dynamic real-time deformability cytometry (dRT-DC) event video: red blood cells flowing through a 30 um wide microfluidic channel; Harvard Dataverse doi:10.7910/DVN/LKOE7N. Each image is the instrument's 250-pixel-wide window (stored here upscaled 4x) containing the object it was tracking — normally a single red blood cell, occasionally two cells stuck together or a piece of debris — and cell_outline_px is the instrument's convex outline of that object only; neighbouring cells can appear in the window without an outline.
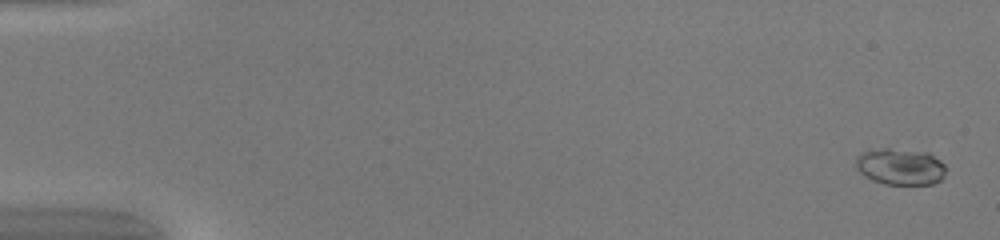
{"species": "common noctule bat (a hibernating species)", "species_latin": "Nyctalus noctula", "temperature_condition": "warm", "stored_images_in_passage": 51, "camera_frame_rate_fps": 3000, "um_per_image_px": 0.085, "animal": {"sex": "female", "body_mass_g": 20.0, "forearm_length_mm": 54.0}, "frame": {"image": 1, "passage_image": 2, "time_ms": 0.333, "image_size_px": [1000, 240], "cell_outline_px": [[944, 176], [940, 180], [932, 184], [884, 184], [872, 180], [864, 176], [856, 168], [856, 156], [860, 152], [884, 148], [888, 148], [928, 152], [940, 160], [944, 164]], "centroid_in_image_um": [76.5, 14.16], "position_along_channel_um": 8.5, "area_um2": 19.19}}
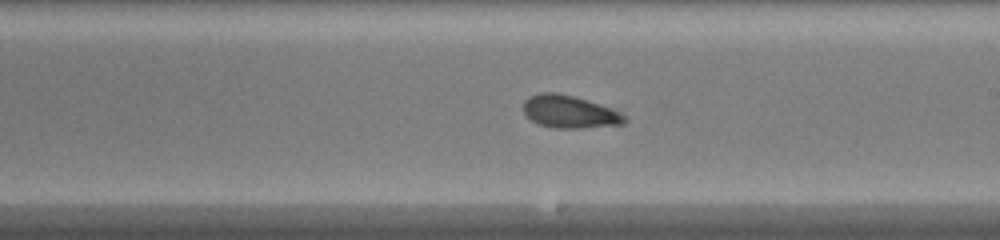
{"frame": {"image": 2, "passage_image": 31, "time_ms": 10.0, "image_size_px": [1000, 240], "cell_outline_px": [[628, 120], [624, 124], [580, 128], [556, 128], [540, 124], [532, 120], [524, 112], [524, 100], [528, 96], [540, 92], [556, 92], [572, 96], [612, 108], [628, 116]], "centroid_in_image_um": [48.44, 9.5], "position_along_channel_um": 240.6, "area_um2": 19.19}}
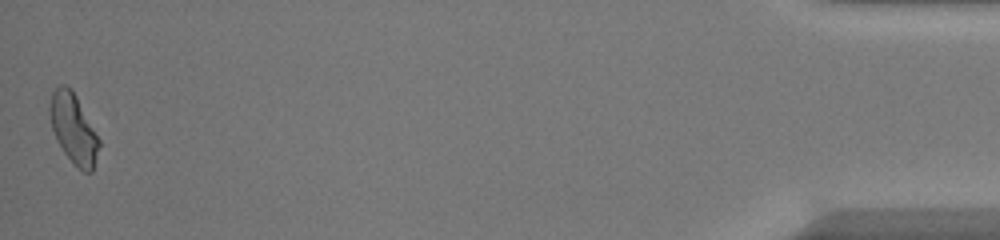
{"frame": {"image": 3, "passage_image": 51, "time_ms": 16.667, "image_size_px": [1000, 240], "cell_outline_px": [[100, 144], [92, 172], [84, 172], [76, 168], [64, 152], [56, 140], [52, 128], [48, 112], [48, 104], [52, 92], [60, 84], [64, 84], [72, 88], [100, 140]], "centroid_in_image_um": [6.22, 10.92], "position_along_channel_um": 429.0, "area_um2": 20.17}, "authors_computed_cell_mechanics": {"area_um2": 19.1896, "velocity_mm_per_s": 4.1415, "shape_relaxation_time_tau1_ms": 5.5199, "shape_relaxation_time_tau2_ms": 4.1367, "deformation_change_tau1": 0.1456, "deformation_change_tau2": 0.1043}}